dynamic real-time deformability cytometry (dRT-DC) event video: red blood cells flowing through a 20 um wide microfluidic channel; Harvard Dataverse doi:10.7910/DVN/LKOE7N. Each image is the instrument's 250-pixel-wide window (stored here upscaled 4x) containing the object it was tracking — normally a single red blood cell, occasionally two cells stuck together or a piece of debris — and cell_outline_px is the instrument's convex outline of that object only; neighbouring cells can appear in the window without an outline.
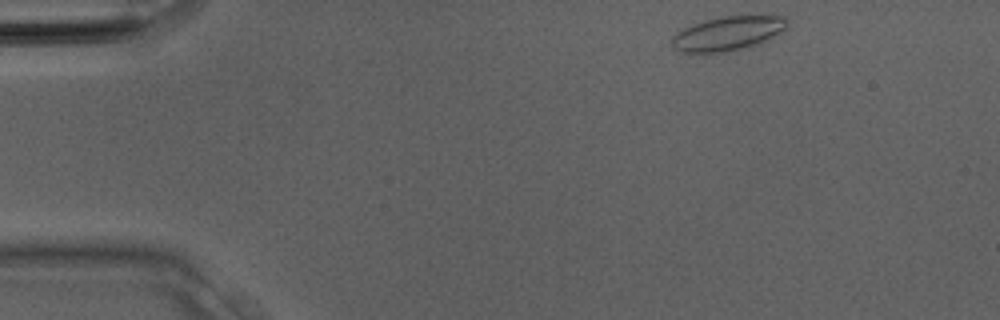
{"species": "Egyptian fruit bat (a non-hibernating species)", "species_latin": "Rousettus aegyptiacus", "temperature_condition": "room temperature", "stored_images_in_passage": 29, "camera_frame_rate_fps": 3000, "um_per_image_px": 0.085, "animal": {"sex": "male"}, "frame": {"image": 1, "passage_image": 1, "time_ms": 0.0, "image_size_px": [1000, 320], "cell_outline_px": [[788, 24], [780, 32], [764, 44], [752, 48], [728, 52], [680, 52], [672, 48], [672, 36], [676, 32], [684, 28], [704, 20], [720, 16], [784, 16], [788, 20]], "centroid_in_image_um": [61.89, 2.87], "position_along_channel_um": 23.1, "area_um2": 23.41}}
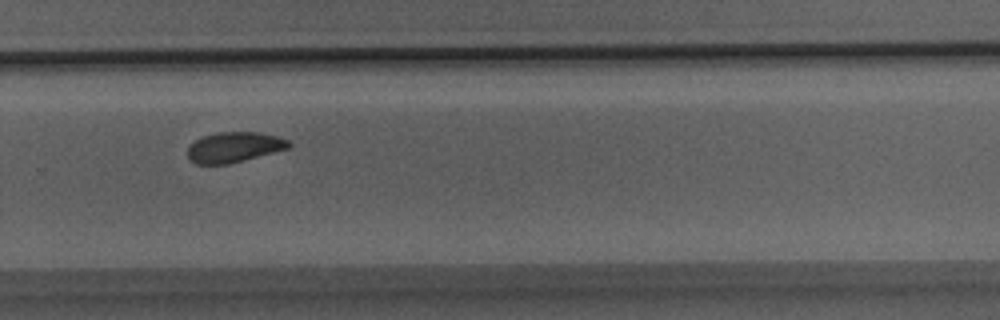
{"frame": {"image": 2, "passage_image": 19, "time_ms": 6.0, "image_size_px": [1000, 320], "cell_outline_px": [[292, 144], [288, 148], [244, 160], [228, 164], [196, 164], [188, 156], [188, 148], [196, 140], [204, 136], [216, 132], [260, 132], [276, 136], [288, 140]], "centroid_in_image_um": [19.91, 12.5], "position_along_channel_um": 309.9, "area_um2": 17.63}}
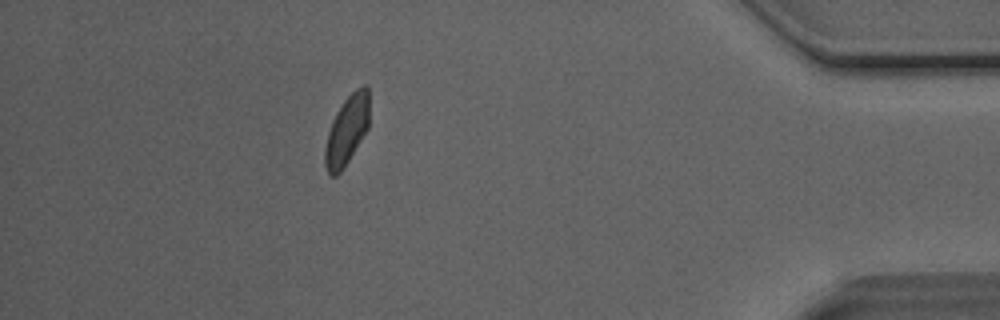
{"frame": {"image": 3, "passage_image": 26, "time_ms": 8.333, "image_size_px": [1000, 320], "cell_outline_px": [[368, 128], [348, 160], [340, 172], [336, 176], [328, 176], [324, 164], [324, 148], [328, 132], [332, 120], [336, 112], [344, 100], [356, 88], [364, 84], [368, 84]], "centroid_in_image_um": [29.45, 11.08], "position_along_channel_um": 405.7, "area_um2": 17.8}}